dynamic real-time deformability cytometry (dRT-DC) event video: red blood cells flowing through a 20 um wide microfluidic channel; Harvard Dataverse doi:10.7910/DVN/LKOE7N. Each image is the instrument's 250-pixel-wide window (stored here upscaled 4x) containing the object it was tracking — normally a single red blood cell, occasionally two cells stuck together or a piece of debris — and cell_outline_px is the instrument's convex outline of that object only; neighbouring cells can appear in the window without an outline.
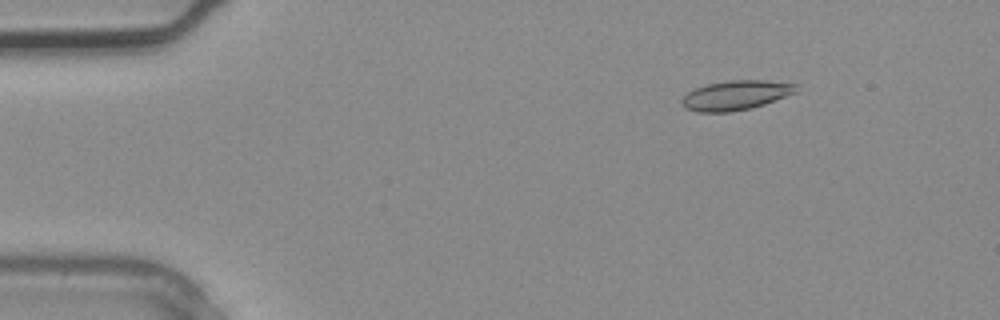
{"species": "common noctule bat (a hibernating species)", "species_latin": "Nyctalus noctula", "temperature_condition": "warm", "stored_images_in_passage": 2, "camera_frame_rate_fps": 3000, "um_per_image_px": 0.085, "animal": {"sex": "male", "body_mass_g": 20.4}, "frame": {"image": 1, "passage_image": 1, "time_ms": 0.0, "image_size_px": [1000, 320], "cell_outline_px": [[796, 92], [764, 104], [752, 108], [728, 112], [700, 112], [684, 108], [680, 104], [680, 100], [688, 92], [696, 88], [708, 84], [728, 80], [764, 80], [796, 84]], "centroid_in_image_um": [62.49, 8.1], "position_along_channel_um": 22.5, "area_um2": 19.54}}